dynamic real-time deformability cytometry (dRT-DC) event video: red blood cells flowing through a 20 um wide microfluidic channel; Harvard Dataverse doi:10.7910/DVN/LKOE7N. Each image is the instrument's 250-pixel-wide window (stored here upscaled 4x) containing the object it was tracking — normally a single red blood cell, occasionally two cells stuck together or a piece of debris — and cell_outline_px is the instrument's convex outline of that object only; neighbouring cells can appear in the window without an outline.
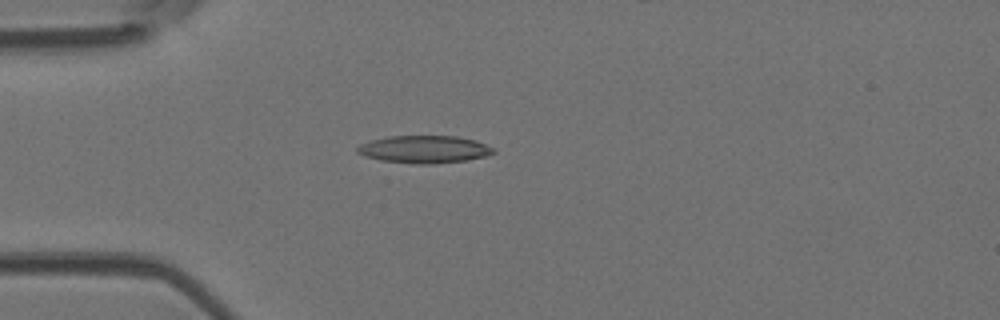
{"species": "Egyptian fruit bat (a non-hibernating species)", "species_latin": "Rousettus aegyptiacus", "temperature_condition": "room temperature", "stored_images_in_passage": 1, "camera_frame_rate_fps": 3000, "um_per_image_px": 0.085, "animal": {"sex": "female"}, "frame": {"image": 1, "passage_image": 1, "time_ms": 0.0, "image_size_px": [1000, 320], "cell_outline_px": [[496, 152], [484, 156], [468, 160], [432, 164], [420, 164], [380, 160], [364, 156], [356, 152], [356, 148], [360, 144], [372, 140], [388, 136], [456, 136], [476, 140], [496, 148]], "centroid_in_image_um": [36.08, 12.69], "position_along_channel_um": 48.9, "area_um2": 21.91}}